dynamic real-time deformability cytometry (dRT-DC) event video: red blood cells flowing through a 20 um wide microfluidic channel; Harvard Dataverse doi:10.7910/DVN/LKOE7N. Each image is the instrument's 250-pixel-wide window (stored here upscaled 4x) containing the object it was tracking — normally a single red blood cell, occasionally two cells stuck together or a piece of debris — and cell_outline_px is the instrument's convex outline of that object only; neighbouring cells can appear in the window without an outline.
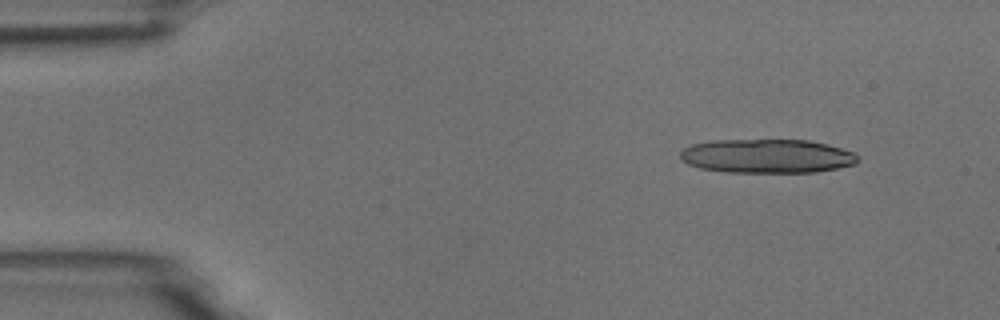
{"species": "common noctule bat (a hibernating species)", "species_latin": "Nyctalus noctula", "temperature_condition": "room temperature", "stored_images_in_passage": 4, "camera_frame_rate_fps": 3000, "um_per_image_px": 0.085, "animal": {"sex": "male", "body_mass_g": 18.8}, "frame": {"image": 1, "passage_image": 1, "time_ms": 0.0, "image_size_px": [1000, 320], "cell_outline_px": [[860, 160], [856, 164], [816, 172], [724, 172], [700, 168], [688, 164], [680, 156], [680, 152], [684, 148], [692, 144], [712, 140], [808, 140], [828, 144], [852, 152]], "centroid_in_image_um": [65.19, 13.27], "position_along_channel_um": 19.8, "area_um2": 35.08}}